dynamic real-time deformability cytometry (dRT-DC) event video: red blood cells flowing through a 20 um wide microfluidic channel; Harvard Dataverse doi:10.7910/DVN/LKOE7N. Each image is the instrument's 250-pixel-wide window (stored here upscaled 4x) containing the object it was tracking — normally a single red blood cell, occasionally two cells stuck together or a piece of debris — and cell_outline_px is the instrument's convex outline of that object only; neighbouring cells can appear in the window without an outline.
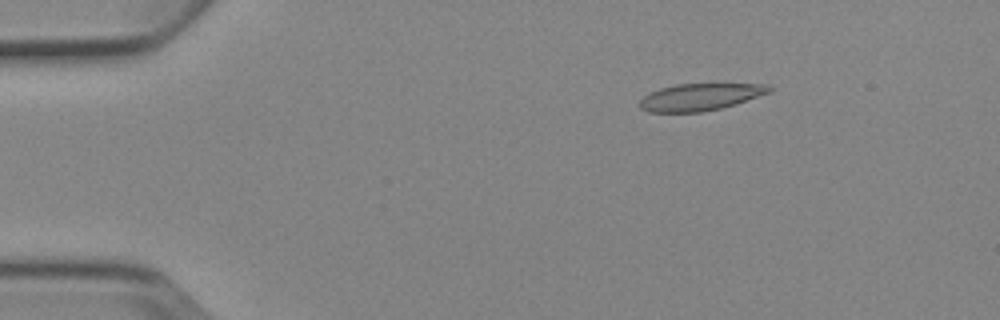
{"species": "Egyptian fruit bat (a non-hibernating species)", "species_latin": "Rousettus aegyptiacus", "temperature_condition": "cold", "stored_images_in_passage": 5, "camera_frame_rate_fps": 3000, "um_per_image_px": 0.085, "animal": {"sex": "female"}, "frame": {"image": 1, "passage_image": 3, "time_ms": 2.333, "image_size_px": [1000, 320], "cell_outline_px": [[772, 92], [736, 104], [720, 108], [700, 112], [648, 112], [640, 108], [640, 100], [644, 96], [660, 88], [676, 84], [768, 84], [772, 88]], "centroid_in_image_um": [59.54, 8.24], "position_along_channel_um": 25.5, "area_um2": 20.35}}